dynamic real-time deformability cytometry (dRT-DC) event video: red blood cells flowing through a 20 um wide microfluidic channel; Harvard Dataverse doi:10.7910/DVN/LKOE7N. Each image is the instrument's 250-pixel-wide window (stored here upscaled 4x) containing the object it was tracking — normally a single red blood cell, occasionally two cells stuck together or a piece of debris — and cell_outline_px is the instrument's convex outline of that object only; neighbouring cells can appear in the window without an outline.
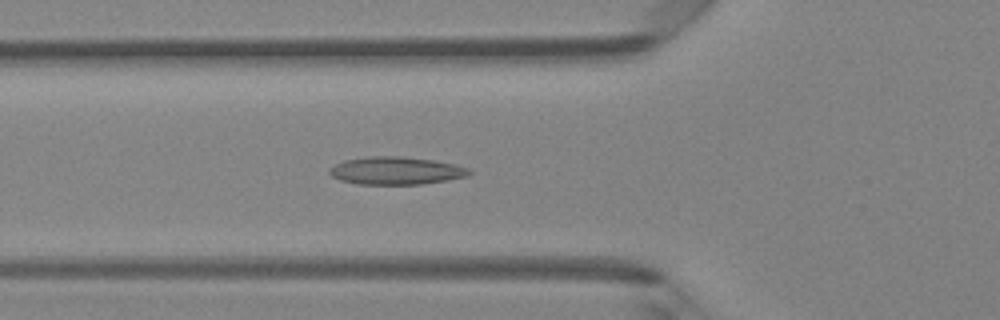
{"species": "Egyptian fruit bat (a non-hibernating species)", "species_latin": "Rousettus aegyptiacus", "temperature_condition": "room temperature", "stored_images_in_passage": 47, "camera_frame_rate_fps": 3000, "um_per_image_px": 0.085, "animal": {"sex": "female"}, "frame": {"image": 1, "passage_image": 17, "time_ms": 5.333, "image_size_px": [1000, 320], "cell_outline_px": [[472, 172], [464, 176], [444, 180], [420, 184], [356, 184], [340, 180], [332, 176], [328, 172], [336, 164], [344, 160], [368, 156], [400, 156], [432, 160], [456, 164], [468, 168]], "centroid_in_image_um": [33.62, 14.5], "position_along_channel_um": 92.2, "area_um2": 22.31}}
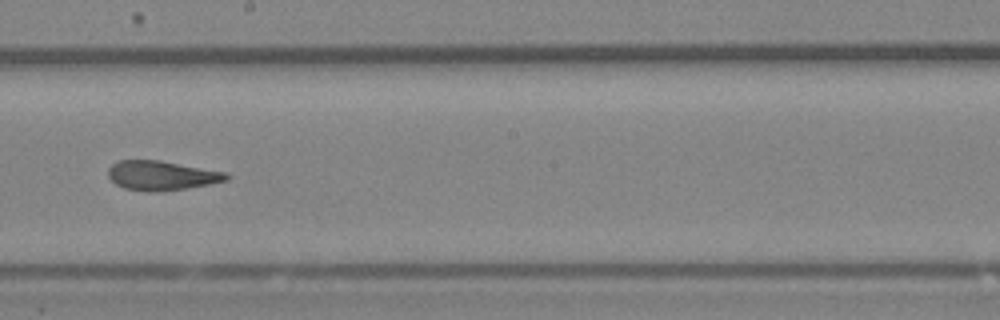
{"frame": {"image": 2, "passage_image": 27, "time_ms": 8.667, "image_size_px": [1000, 320], "cell_outline_px": [[228, 180], [208, 184], [184, 188], [156, 192], [148, 192], [124, 188], [116, 184], [108, 176], [108, 168], [112, 164], [120, 160], [160, 160], [228, 172]], "centroid_in_image_um": [13.73, 14.91], "position_along_channel_um": 234.5, "area_um2": 20.23}}
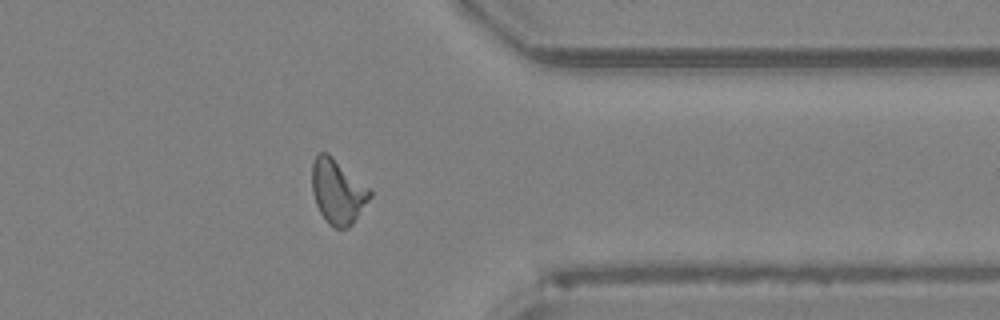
{"frame": {"image": 3, "passage_image": 38, "time_ms": 12.333, "image_size_px": [1000, 320], "cell_outline_px": [[372, 196], [352, 224], [348, 228], [336, 228], [328, 224], [320, 212], [316, 204], [312, 192], [312, 160], [320, 152], [328, 152], [368, 188], [372, 192]], "centroid_in_image_um": [28.68, 16.28], "position_along_channel_um": 382.7, "area_um2": 21.62}, "authors_computed_cell_mechanics": {"area_um2": 20.8658, "velocity_mm_per_s": 4.2916, "shape_relaxation_time_tau1_ms": null, "shape_relaxation_time_tau2_ms": 3.3772, "deformation_change_tau1": null, "deformation_change_tau2": 0.116}}